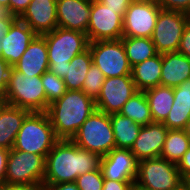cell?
I'll return each instance as SVG.
<instances>
[{
    "label": "cell",
    "mask_w": 190,
    "mask_h": 190,
    "mask_svg": "<svg viewBox=\"0 0 190 190\" xmlns=\"http://www.w3.org/2000/svg\"><path fill=\"white\" fill-rule=\"evenodd\" d=\"M4 101L6 104L24 108L30 112H46L49 106L41 76L26 75L14 67L10 70Z\"/></svg>",
    "instance_id": "cell-5"
},
{
    "label": "cell",
    "mask_w": 190,
    "mask_h": 190,
    "mask_svg": "<svg viewBox=\"0 0 190 190\" xmlns=\"http://www.w3.org/2000/svg\"><path fill=\"white\" fill-rule=\"evenodd\" d=\"M9 149L0 148V185L5 181Z\"/></svg>",
    "instance_id": "cell-41"
},
{
    "label": "cell",
    "mask_w": 190,
    "mask_h": 190,
    "mask_svg": "<svg viewBox=\"0 0 190 190\" xmlns=\"http://www.w3.org/2000/svg\"><path fill=\"white\" fill-rule=\"evenodd\" d=\"M44 190H79L75 182L60 183L55 185H43Z\"/></svg>",
    "instance_id": "cell-42"
},
{
    "label": "cell",
    "mask_w": 190,
    "mask_h": 190,
    "mask_svg": "<svg viewBox=\"0 0 190 190\" xmlns=\"http://www.w3.org/2000/svg\"><path fill=\"white\" fill-rule=\"evenodd\" d=\"M173 190H190V181L184 180Z\"/></svg>",
    "instance_id": "cell-45"
},
{
    "label": "cell",
    "mask_w": 190,
    "mask_h": 190,
    "mask_svg": "<svg viewBox=\"0 0 190 190\" xmlns=\"http://www.w3.org/2000/svg\"><path fill=\"white\" fill-rule=\"evenodd\" d=\"M31 0H10L9 9L10 12L19 18L23 12L27 9Z\"/></svg>",
    "instance_id": "cell-39"
},
{
    "label": "cell",
    "mask_w": 190,
    "mask_h": 190,
    "mask_svg": "<svg viewBox=\"0 0 190 190\" xmlns=\"http://www.w3.org/2000/svg\"><path fill=\"white\" fill-rule=\"evenodd\" d=\"M11 68L12 66L6 60L0 57V92L3 95L5 94L8 85Z\"/></svg>",
    "instance_id": "cell-36"
},
{
    "label": "cell",
    "mask_w": 190,
    "mask_h": 190,
    "mask_svg": "<svg viewBox=\"0 0 190 190\" xmlns=\"http://www.w3.org/2000/svg\"><path fill=\"white\" fill-rule=\"evenodd\" d=\"M177 52L185 55L190 59V21L184 28Z\"/></svg>",
    "instance_id": "cell-38"
},
{
    "label": "cell",
    "mask_w": 190,
    "mask_h": 190,
    "mask_svg": "<svg viewBox=\"0 0 190 190\" xmlns=\"http://www.w3.org/2000/svg\"><path fill=\"white\" fill-rule=\"evenodd\" d=\"M102 3L107 8L112 10H120V15L124 18V15L129 7V5L134 0H97Z\"/></svg>",
    "instance_id": "cell-34"
},
{
    "label": "cell",
    "mask_w": 190,
    "mask_h": 190,
    "mask_svg": "<svg viewBox=\"0 0 190 190\" xmlns=\"http://www.w3.org/2000/svg\"><path fill=\"white\" fill-rule=\"evenodd\" d=\"M86 35L89 42L121 39L123 17L120 15V10H112L97 0H91Z\"/></svg>",
    "instance_id": "cell-11"
},
{
    "label": "cell",
    "mask_w": 190,
    "mask_h": 190,
    "mask_svg": "<svg viewBox=\"0 0 190 190\" xmlns=\"http://www.w3.org/2000/svg\"><path fill=\"white\" fill-rule=\"evenodd\" d=\"M101 156L60 139L46 156L43 185L75 182L84 173L100 169Z\"/></svg>",
    "instance_id": "cell-1"
},
{
    "label": "cell",
    "mask_w": 190,
    "mask_h": 190,
    "mask_svg": "<svg viewBox=\"0 0 190 190\" xmlns=\"http://www.w3.org/2000/svg\"><path fill=\"white\" fill-rule=\"evenodd\" d=\"M13 67L29 76H42L48 71L49 60L45 38L37 35Z\"/></svg>",
    "instance_id": "cell-19"
},
{
    "label": "cell",
    "mask_w": 190,
    "mask_h": 190,
    "mask_svg": "<svg viewBox=\"0 0 190 190\" xmlns=\"http://www.w3.org/2000/svg\"><path fill=\"white\" fill-rule=\"evenodd\" d=\"M95 109V101L82 90H67L61 98L49 104L46 113L56 136L71 140Z\"/></svg>",
    "instance_id": "cell-2"
},
{
    "label": "cell",
    "mask_w": 190,
    "mask_h": 190,
    "mask_svg": "<svg viewBox=\"0 0 190 190\" xmlns=\"http://www.w3.org/2000/svg\"><path fill=\"white\" fill-rule=\"evenodd\" d=\"M45 162L42 155L10 149L4 182L43 186Z\"/></svg>",
    "instance_id": "cell-8"
},
{
    "label": "cell",
    "mask_w": 190,
    "mask_h": 190,
    "mask_svg": "<svg viewBox=\"0 0 190 190\" xmlns=\"http://www.w3.org/2000/svg\"><path fill=\"white\" fill-rule=\"evenodd\" d=\"M105 77L102 71L92 63L82 85V91L94 101L101 92Z\"/></svg>",
    "instance_id": "cell-31"
},
{
    "label": "cell",
    "mask_w": 190,
    "mask_h": 190,
    "mask_svg": "<svg viewBox=\"0 0 190 190\" xmlns=\"http://www.w3.org/2000/svg\"><path fill=\"white\" fill-rule=\"evenodd\" d=\"M104 179L136 182L138 160L130 149L114 148L101 158Z\"/></svg>",
    "instance_id": "cell-14"
},
{
    "label": "cell",
    "mask_w": 190,
    "mask_h": 190,
    "mask_svg": "<svg viewBox=\"0 0 190 190\" xmlns=\"http://www.w3.org/2000/svg\"><path fill=\"white\" fill-rule=\"evenodd\" d=\"M41 81L49 104L61 98L67 91L63 79L49 70L41 76Z\"/></svg>",
    "instance_id": "cell-30"
},
{
    "label": "cell",
    "mask_w": 190,
    "mask_h": 190,
    "mask_svg": "<svg viewBox=\"0 0 190 190\" xmlns=\"http://www.w3.org/2000/svg\"><path fill=\"white\" fill-rule=\"evenodd\" d=\"M142 1L152 2V3H156V4H160L161 3V0H142Z\"/></svg>",
    "instance_id": "cell-49"
},
{
    "label": "cell",
    "mask_w": 190,
    "mask_h": 190,
    "mask_svg": "<svg viewBox=\"0 0 190 190\" xmlns=\"http://www.w3.org/2000/svg\"><path fill=\"white\" fill-rule=\"evenodd\" d=\"M79 190H102L104 177L101 169L81 174L75 180Z\"/></svg>",
    "instance_id": "cell-32"
},
{
    "label": "cell",
    "mask_w": 190,
    "mask_h": 190,
    "mask_svg": "<svg viewBox=\"0 0 190 190\" xmlns=\"http://www.w3.org/2000/svg\"><path fill=\"white\" fill-rule=\"evenodd\" d=\"M161 10L159 4L134 0L123 18V36L151 38Z\"/></svg>",
    "instance_id": "cell-12"
},
{
    "label": "cell",
    "mask_w": 190,
    "mask_h": 190,
    "mask_svg": "<svg viewBox=\"0 0 190 190\" xmlns=\"http://www.w3.org/2000/svg\"><path fill=\"white\" fill-rule=\"evenodd\" d=\"M56 2L57 0H31L19 19L37 35L53 31L58 27Z\"/></svg>",
    "instance_id": "cell-17"
},
{
    "label": "cell",
    "mask_w": 190,
    "mask_h": 190,
    "mask_svg": "<svg viewBox=\"0 0 190 190\" xmlns=\"http://www.w3.org/2000/svg\"><path fill=\"white\" fill-rule=\"evenodd\" d=\"M10 0H0V5L9 7Z\"/></svg>",
    "instance_id": "cell-47"
},
{
    "label": "cell",
    "mask_w": 190,
    "mask_h": 190,
    "mask_svg": "<svg viewBox=\"0 0 190 190\" xmlns=\"http://www.w3.org/2000/svg\"><path fill=\"white\" fill-rule=\"evenodd\" d=\"M190 78V59L179 52L162 54L160 85L177 87Z\"/></svg>",
    "instance_id": "cell-20"
},
{
    "label": "cell",
    "mask_w": 190,
    "mask_h": 190,
    "mask_svg": "<svg viewBox=\"0 0 190 190\" xmlns=\"http://www.w3.org/2000/svg\"><path fill=\"white\" fill-rule=\"evenodd\" d=\"M42 36L47 44L48 70L63 79L66 75L67 62L88 48L87 35L80 31L57 27Z\"/></svg>",
    "instance_id": "cell-3"
},
{
    "label": "cell",
    "mask_w": 190,
    "mask_h": 190,
    "mask_svg": "<svg viewBox=\"0 0 190 190\" xmlns=\"http://www.w3.org/2000/svg\"><path fill=\"white\" fill-rule=\"evenodd\" d=\"M162 54H157L131 67V76L138 91L160 85Z\"/></svg>",
    "instance_id": "cell-23"
},
{
    "label": "cell",
    "mask_w": 190,
    "mask_h": 190,
    "mask_svg": "<svg viewBox=\"0 0 190 190\" xmlns=\"http://www.w3.org/2000/svg\"><path fill=\"white\" fill-rule=\"evenodd\" d=\"M116 148L131 149L142 125L120 113L110 114Z\"/></svg>",
    "instance_id": "cell-25"
},
{
    "label": "cell",
    "mask_w": 190,
    "mask_h": 190,
    "mask_svg": "<svg viewBox=\"0 0 190 190\" xmlns=\"http://www.w3.org/2000/svg\"><path fill=\"white\" fill-rule=\"evenodd\" d=\"M29 110L4 103L0 106V148L12 149Z\"/></svg>",
    "instance_id": "cell-21"
},
{
    "label": "cell",
    "mask_w": 190,
    "mask_h": 190,
    "mask_svg": "<svg viewBox=\"0 0 190 190\" xmlns=\"http://www.w3.org/2000/svg\"><path fill=\"white\" fill-rule=\"evenodd\" d=\"M36 36L26 23L17 18L1 38V57L13 67Z\"/></svg>",
    "instance_id": "cell-16"
},
{
    "label": "cell",
    "mask_w": 190,
    "mask_h": 190,
    "mask_svg": "<svg viewBox=\"0 0 190 190\" xmlns=\"http://www.w3.org/2000/svg\"><path fill=\"white\" fill-rule=\"evenodd\" d=\"M0 190H44V188L39 185L4 182L3 184L0 185Z\"/></svg>",
    "instance_id": "cell-40"
},
{
    "label": "cell",
    "mask_w": 190,
    "mask_h": 190,
    "mask_svg": "<svg viewBox=\"0 0 190 190\" xmlns=\"http://www.w3.org/2000/svg\"><path fill=\"white\" fill-rule=\"evenodd\" d=\"M119 113L142 126L153 123L151 110L144 91H138L130 97Z\"/></svg>",
    "instance_id": "cell-29"
},
{
    "label": "cell",
    "mask_w": 190,
    "mask_h": 190,
    "mask_svg": "<svg viewBox=\"0 0 190 190\" xmlns=\"http://www.w3.org/2000/svg\"><path fill=\"white\" fill-rule=\"evenodd\" d=\"M92 65V56L89 47L77 54L70 62H67L66 75L63 78L67 90H82L86 74Z\"/></svg>",
    "instance_id": "cell-26"
},
{
    "label": "cell",
    "mask_w": 190,
    "mask_h": 190,
    "mask_svg": "<svg viewBox=\"0 0 190 190\" xmlns=\"http://www.w3.org/2000/svg\"><path fill=\"white\" fill-rule=\"evenodd\" d=\"M183 130L185 134L190 138V119L187 121Z\"/></svg>",
    "instance_id": "cell-46"
},
{
    "label": "cell",
    "mask_w": 190,
    "mask_h": 190,
    "mask_svg": "<svg viewBox=\"0 0 190 190\" xmlns=\"http://www.w3.org/2000/svg\"><path fill=\"white\" fill-rule=\"evenodd\" d=\"M190 147V138L182 129H168L160 158L178 164Z\"/></svg>",
    "instance_id": "cell-28"
},
{
    "label": "cell",
    "mask_w": 190,
    "mask_h": 190,
    "mask_svg": "<svg viewBox=\"0 0 190 190\" xmlns=\"http://www.w3.org/2000/svg\"><path fill=\"white\" fill-rule=\"evenodd\" d=\"M190 16L183 12L161 10L151 37L159 54L177 52Z\"/></svg>",
    "instance_id": "cell-10"
},
{
    "label": "cell",
    "mask_w": 190,
    "mask_h": 190,
    "mask_svg": "<svg viewBox=\"0 0 190 190\" xmlns=\"http://www.w3.org/2000/svg\"><path fill=\"white\" fill-rule=\"evenodd\" d=\"M174 101L163 124L168 129H184L190 119V78L173 88Z\"/></svg>",
    "instance_id": "cell-22"
},
{
    "label": "cell",
    "mask_w": 190,
    "mask_h": 190,
    "mask_svg": "<svg viewBox=\"0 0 190 190\" xmlns=\"http://www.w3.org/2000/svg\"><path fill=\"white\" fill-rule=\"evenodd\" d=\"M58 27L87 33L91 0H57Z\"/></svg>",
    "instance_id": "cell-18"
},
{
    "label": "cell",
    "mask_w": 190,
    "mask_h": 190,
    "mask_svg": "<svg viewBox=\"0 0 190 190\" xmlns=\"http://www.w3.org/2000/svg\"><path fill=\"white\" fill-rule=\"evenodd\" d=\"M177 168L181 178L183 180L190 181V147L178 162Z\"/></svg>",
    "instance_id": "cell-37"
},
{
    "label": "cell",
    "mask_w": 190,
    "mask_h": 190,
    "mask_svg": "<svg viewBox=\"0 0 190 190\" xmlns=\"http://www.w3.org/2000/svg\"><path fill=\"white\" fill-rule=\"evenodd\" d=\"M71 140L81 149L105 156L116 148L110 114L95 109Z\"/></svg>",
    "instance_id": "cell-6"
},
{
    "label": "cell",
    "mask_w": 190,
    "mask_h": 190,
    "mask_svg": "<svg viewBox=\"0 0 190 190\" xmlns=\"http://www.w3.org/2000/svg\"><path fill=\"white\" fill-rule=\"evenodd\" d=\"M92 63L103 73L105 78L131 75V66L126 56L122 40L89 42Z\"/></svg>",
    "instance_id": "cell-9"
},
{
    "label": "cell",
    "mask_w": 190,
    "mask_h": 190,
    "mask_svg": "<svg viewBox=\"0 0 190 190\" xmlns=\"http://www.w3.org/2000/svg\"><path fill=\"white\" fill-rule=\"evenodd\" d=\"M183 181L173 162L160 157L138 161L137 190H173Z\"/></svg>",
    "instance_id": "cell-7"
},
{
    "label": "cell",
    "mask_w": 190,
    "mask_h": 190,
    "mask_svg": "<svg viewBox=\"0 0 190 190\" xmlns=\"http://www.w3.org/2000/svg\"><path fill=\"white\" fill-rule=\"evenodd\" d=\"M2 18H17L10 12L9 7L0 5V19Z\"/></svg>",
    "instance_id": "cell-44"
},
{
    "label": "cell",
    "mask_w": 190,
    "mask_h": 190,
    "mask_svg": "<svg viewBox=\"0 0 190 190\" xmlns=\"http://www.w3.org/2000/svg\"><path fill=\"white\" fill-rule=\"evenodd\" d=\"M167 132L168 128L159 122L142 126L131 152L138 161L160 157Z\"/></svg>",
    "instance_id": "cell-15"
},
{
    "label": "cell",
    "mask_w": 190,
    "mask_h": 190,
    "mask_svg": "<svg viewBox=\"0 0 190 190\" xmlns=\"http://www.w3.org/2000/svg\"><path fill=\"white\" fill-rule=\"evenodd\" d=\"M162 10L178 11L190 14V0H161Z\"/></svg>",
    "instance_id": "cell-33"
},
{
    "label": "cell",
    "mask_w": 190,
    "mask_h": 190,
    "mask_svg": "<svg viewBox=\"0 0 190 190\" xmlns=\"http://www.w3.org/2000/svg\"><path fill=\"white\" fill-rule=\"evenodd\" d=\"M59 140L46 112H30L23 120L12 149L46 158Z\"/></svg>",
    "instance_id": "cell-4"
},
{
    "label": "cell",
    "mask_w": 190,
    "mask_h": 190,
    "mask_svg": "<svg viewBox=\"0 0 190 190\" xmlns=\"http://www.w3.org/2000/svg\"><path fill=\"white\" fill-rule=\"evenodd\" d=\"M17 18H2L0 19V57H1V52H2V47H1V38L5 36L12 25V23L16 20Z\"/></svg>",
    "instance_id": "cell-43"
},
{
    "label": "cell",
    "mask_w": 190,
    "mask_h": 190,
    "mask_svg": "<svg viewBox=\"0 0 190 190\" xmlns=\"http://www.w3.org/2000/svg\"><path fill=\"white\" fill-rule=\"evenodd\" d=\"M135 184L132 181H115L104 179L102 190H134Z\"/></svg>",
    "instance_id": "cell-35"
},
{
    "label": "cell",
    "mask_w": 190,
    "mask_h": 190,
    "mask_svg": "<svg viewBox=\"0 0 190 190\" xmlns=\"http://www.w3.org/2000/svg\"><path fill=\"white\" fill-rule=\"evenodd\" d=\"M121 40L131 67L158 54L151 38L123 36Z\"/></svg>",
    "instance_id": "cell-27"
},
{
    "label": "cell",
    "mask_w": 190,
    "mask_h": 190,
    "mask_svg": "<svg viewBox=\"0 0 190 190\" xmlns=\"http://www.w3.org/2000/svg\"><path fill=\"white\" fill-rule=\"evenodd\" d=\"M138 92L131 75L105 78L95 100L96 109L106 114L119 113L123 105Z\"/></svg>",
    "instance_id": "cell-13"
},
{
    "label": "cell",
    "mask_w": 190,
    "mask_h": 190,
    "mask_svg": "<svg viewBox=\"0 0 190 190\" xmlns=\"http://www.w3.org/2000/svg\"><path fill=\"white\" fill-rule=\"evenodd\" d=\"M5 103L4 101V95L0 92V106Z\"/></svg>",
    "instance_id": "cell-48"
},
{
    "label": "cell",
    "mask_w": 190,
    "mask_h": 190,
    "mask_svg": "<svg viewBox=\"0 0 190 190\" xmlns=\"http://www.w3.org/2000/svg\"><path fill=\"white\" fill-rule=\"evenodd\" d=\"M144 93L149 103L153 122L163 123L173 105V88L158 85L145 90Z\"/></svg>",
    "instance_id": "cell-24"
}]
</instances>
